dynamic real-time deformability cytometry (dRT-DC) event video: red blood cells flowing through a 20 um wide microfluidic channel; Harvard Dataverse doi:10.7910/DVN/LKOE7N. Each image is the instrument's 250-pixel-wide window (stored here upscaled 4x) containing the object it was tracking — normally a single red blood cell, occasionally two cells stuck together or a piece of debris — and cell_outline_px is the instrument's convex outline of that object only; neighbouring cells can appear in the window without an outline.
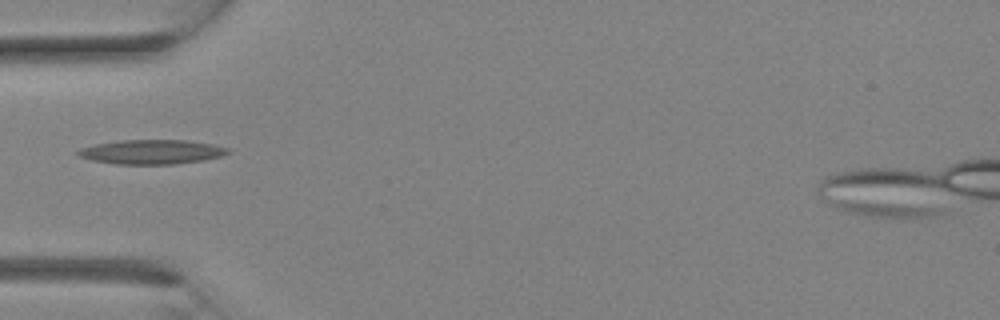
{"species": "Egyptian fruit bat (a non-hibernating species)", "species_latin": "Rousettus aegyptiacus", "temperature_condition": "room temperature", "stored_images_in_passage": 4, "camera_frame_rate_fps": 3000, "um_per_image_px": 0.085, "animal": {"sex": "female"}, "frame": {"image": 1, "passage_image": 4, "time_ms": 3.667, "image_size_px": [1000, 320], "cell_outline_px": [[232, 152], [220, 156], [204, 160], [176, 164], [116, 164], [92, 160], [80, 156], [76, 152], [80, 148], [96, 144], [120, 140], [188, 140], [212, 144], [228, 148]], "centroid_in_image_um": [12.92, 12.91], "position_along_channel_um": 72.1, "area_um2": 21.27}}